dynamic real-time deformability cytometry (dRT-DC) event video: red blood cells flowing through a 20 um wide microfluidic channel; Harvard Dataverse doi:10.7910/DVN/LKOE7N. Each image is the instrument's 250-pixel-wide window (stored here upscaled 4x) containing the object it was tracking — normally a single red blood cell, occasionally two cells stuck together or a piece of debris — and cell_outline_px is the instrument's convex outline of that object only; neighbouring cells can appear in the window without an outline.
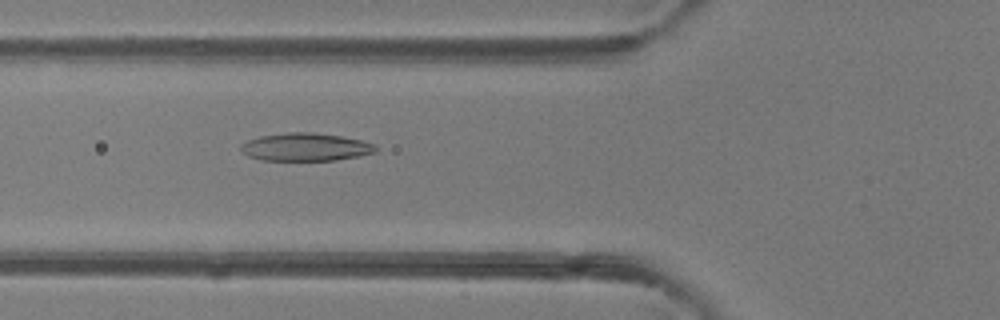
{"species": "common noctule bat (a hibernating species)", "species_latin": "Nyctalus noctula", "temperature_condition": "room temperature", "stored_images_in_passage": 49, "camera_frame_rate_fps": 3000, "um_per_image_px": 0.085, "animal": {"sex": "female"}, "frame": {"image": 1, "passage_image": 18, "time_ms": 5.667, "image_size_px": [1000, 320], "cell_outline_px": [[376, 152], [360, 156], [336, 160], [260, 160], [248, 156], [240, 148], [240, 144], [248, 140], [260, 136], [288, 132], [312, 132], [340, 136], [360, 140], [376, 144]], "centroid_in_image_um": [25.97, 12.5], "position_along_channel_um": 99.8, "area_um2": 21.91}}
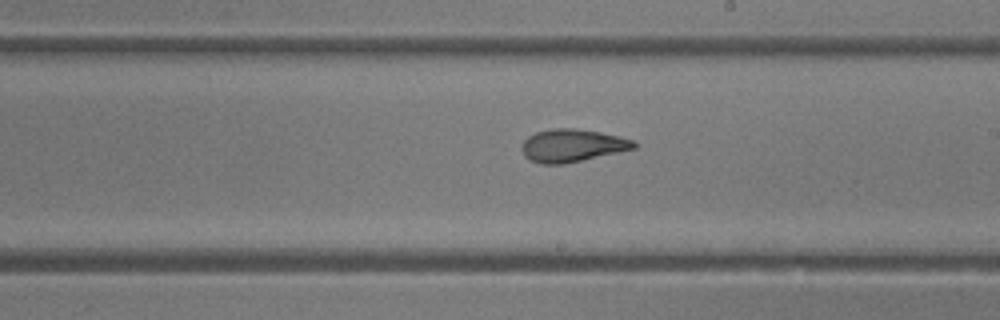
{"frame": {"image": 2, "passage_image": 28, "time_ms": 9.0, "image_size_px": [1000, 320], "cell_outline_px": [[640, 144], [636, 148], [564, 164], [540, 164], [524, 156], [520, 148], [520, 144], [528, 136], [536, 132], [552, 128], [572, 128], [600, 132], [620, 136], [636, 140]], "centroid_in_image_um": [48.65, 12.36], "position_along_channel_um": 240.4, "area_um2": 21.62}}
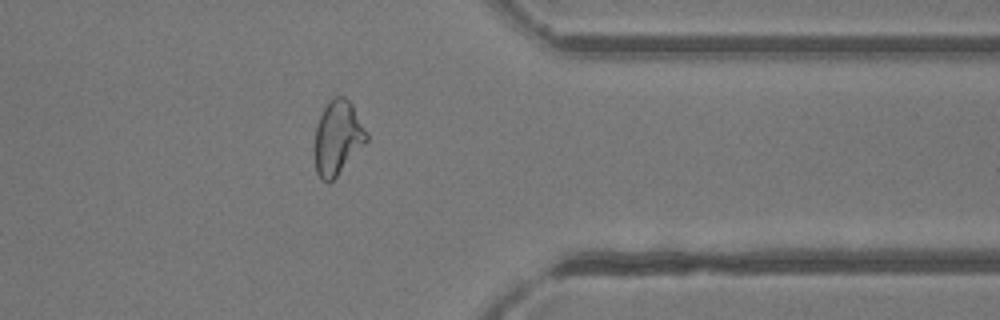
{"frame": {"image": 3, "passage_image": 39, "time_ms": 12.667, "image_size_px": [1000, 320], "cell_outline_px": [[368, 140], [336, 176], [328, 184], [320, 180], [316, 172], [312, 152], [316, 128], [320, 116], [328, 100], [332, 96], [344, 96], [352, 104], [368, 132]], "centroid_in_image_um": [28.66, 11.71], "position_along_channel_um": 382.7, "area_um2": 22.83}, "authors_computed_cell_mechanics": {"area_um2": 23.698, "velocity_mm_per_s": 4.1963, "shape_relaxation_time_tau1_ms": 8.9409, "shape_relaxation_time_tau2_ms": 1.7068, "deformation_change_tau1": 0.2622, "deformation_change_tau2": 0.095}}